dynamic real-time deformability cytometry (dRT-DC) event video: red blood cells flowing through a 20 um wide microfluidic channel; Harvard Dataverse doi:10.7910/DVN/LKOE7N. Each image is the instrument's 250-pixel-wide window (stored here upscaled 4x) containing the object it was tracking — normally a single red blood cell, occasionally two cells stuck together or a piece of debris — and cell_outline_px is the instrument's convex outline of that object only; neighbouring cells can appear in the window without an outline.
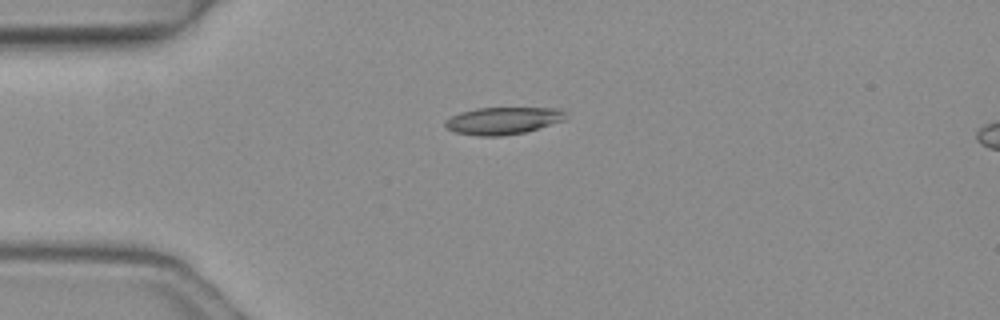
{"species": "common noctule bat (a hibernating species)", "species_latin": "Nyctalus noctula", "temperature_condition": "warm", "stored_images_in_passage": 3, "camera_frame_rate_fps": 3000, "um_per_image_px": 0.085, "animal": {"sex": "female", "body_mass_g": 19.3, "forearm_length_mm": 54.1}, "frame": {"image": 1, "passage_image": 1, "time_ms": 0.0, "image_size_px": [1000, 320], "cell_outline_px": [[564, 120], [524, 132], [500, 136], [476, 136], [456, 132], [448, 128], [444, 124], [444, 120], [460, 112], [476, 108], [560, 108], [564, 112]], "centroid_in_image_um": [42.71, 10.25], "position_along_channel_um": 42.3, "area_um2": 18.9}}